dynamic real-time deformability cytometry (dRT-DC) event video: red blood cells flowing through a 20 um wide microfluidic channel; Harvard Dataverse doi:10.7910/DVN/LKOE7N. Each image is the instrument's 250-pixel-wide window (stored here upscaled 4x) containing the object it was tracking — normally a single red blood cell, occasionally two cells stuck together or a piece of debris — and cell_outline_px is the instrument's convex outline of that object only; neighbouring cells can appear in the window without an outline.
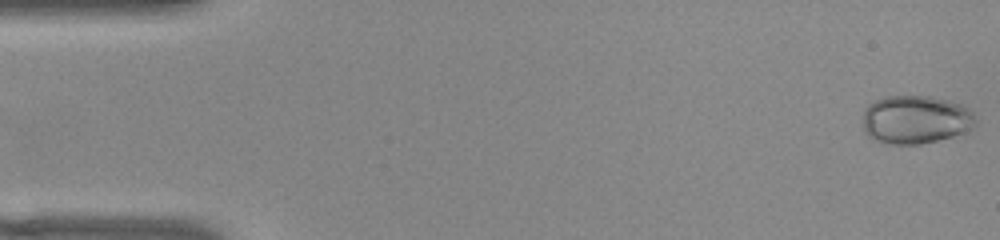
{"species": "common noctule bat (a hibernating species)", "species_latin": "Nyctalus noctula", "temperature_condition": "warm", "stored_images_in_passage": 53, "camera_frame_rate_fps": 3000, "um_per_image_px": 0.085, "animal": {"sex": "female", "body_mass_g": 22.0, "forearm_length_mm": 56.7}, "frame": {"image": 1, "passage_image": 1, "time_ms": 0.0, "image_size_px": [1000, 240], "cell_outline_px": [[976, 124], [972, 128], [952, 136], [920, 144], [888, 144], [872, 140], [864, 132], [864, 112], [868, 104], [884, 96], [932, 96], [948, 100], [960, 104], [968, 108], [972, 112], [976, 120]], "centroid_in_image_um": [77.8, 10.16], "position_along_channel_um": 7.2, "area_um2": 31.85}}
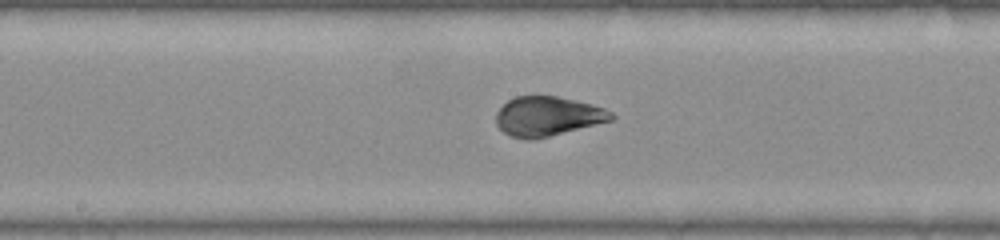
{"frame": {"image": 2, "passage_image": 27, "time_ms": 8.667, "image_size_px": [1000, 240], "cell_outline_px": [[616, 116], [612, 120], [532, 140], [524, 140], [512, 136], [504, 132], [496, 124], [496, 112], [508, 100], [516, 96], [556, 96], [592, 104], [604, 108], [612, 112]], "centroid_in_image_um": [46.53, 9.88], "position_along_channel_um": 201.7, "area_um2": 26.3}}
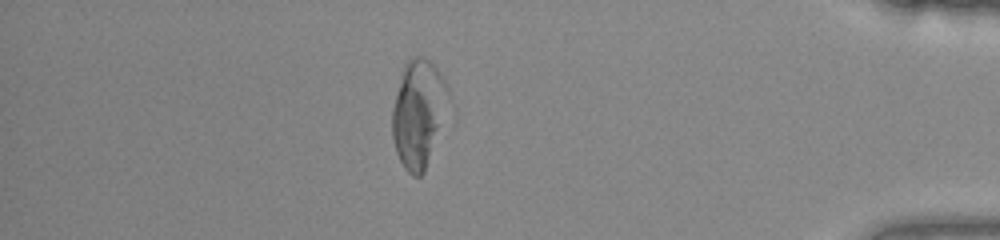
{"frame": {"image": 3, "passage_image": 46, "time_ms": 15.0, "image_size_px": [1000, 240], "cell_outline_px": [[448, 92], [424, 172], [420, 176], [412, 176], [404, 168], [396, 152], [392, 136], [392, 108], [400, 76], [404, 64], [408, 60], [416, 56], [420, 56], [428, 60], [436, 68], [444, 80], [448, 88]], "centroid_in_image_um": [35.47, 9.6], "position_along_channel_um": 399.7, "area_um2": 33.58}, "authors_computed_cell_mechanics": {"area_um2": 28.2064, "velocity_mm_per_s": 3.811, "shape_relaxation_time_tau1_ms": 3.8292, "shape_relaxation_time_tau2_ms": null, "deformation_change_tau1": 0.1626, "deformation_change_tau2": null}}